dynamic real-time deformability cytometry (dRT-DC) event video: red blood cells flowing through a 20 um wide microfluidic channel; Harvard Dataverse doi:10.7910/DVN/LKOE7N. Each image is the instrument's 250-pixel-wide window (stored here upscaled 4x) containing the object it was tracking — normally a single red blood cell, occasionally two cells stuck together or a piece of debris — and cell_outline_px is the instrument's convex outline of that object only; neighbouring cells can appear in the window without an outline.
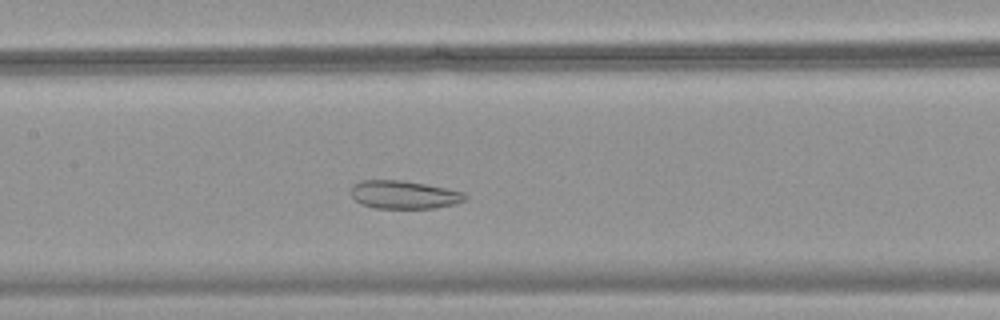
{"species": "common noctule bat (a hibernating species)", "species_latin": "Nyctalus noctula", "temperature_condition": "warm", "stored_images_in_passage": 39, "camera_frame_rate_fps": 3000, "um_per_image_px": 0.085, "animal": {"sex": "female", "body_mass_g": 18.4}, "frame": {"image": 1, "passage_image": 18, "time_ms": 5.667, "image_size_px": [1000, 320], "cell_outline_px": [[468, 200], [456, 204], [436, 208], [376, 208], [360, 204], [352, 196], [352, 184], [360, 180], [400, 180], [424, 184], [464, 192], [468, 196]], "centroid_in_image_um": [34.36, 16.55], "position_along_channel_um": 173.0, "area_um2": 18.79}}
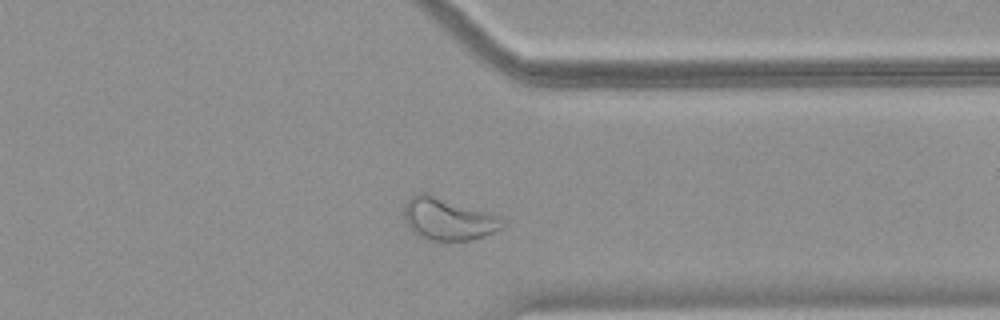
{"frame": {"image": 2, "passage_image": 33, "time_ms": 10.667, "image_size_px": [1000, 320], "cell_outline_px": [[504, 228], [484, 236], [472, 240], [428, 240], [412, 232], [404, 220], [404, 204], [412, 196], [420, 192], [428, 192], [500, 216], [504, 220]], "centroid_in_image_um": [38.09, 18.6], "position_along_channel_um": 373.3, "area_um2": 24.51}}
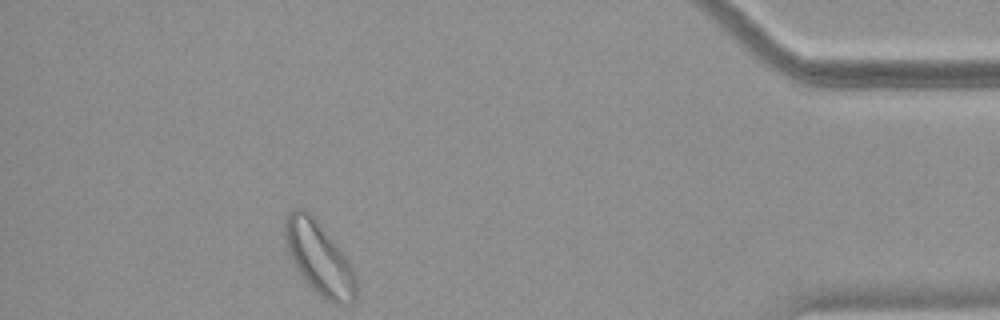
{"frame": {"image": 3, "passage_image": 39, "time_ms": 12.667, "image_size_px": [1000, 320], "cell_outline_px": [[356, 296], [348, 304], [336, 304], [324, 300], [312, 288], [296, 268], [284, 244], [284, 216], [288, 212], [296, 208], [304, 208], [316, 220], [348, 260], [356, 276]], "centroid_in_image_um": [27.09, 21.94], "position_along_channel_um": 408.1, "area_um2": 29.82}}